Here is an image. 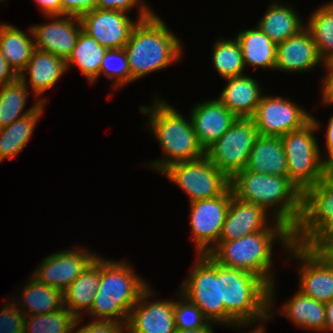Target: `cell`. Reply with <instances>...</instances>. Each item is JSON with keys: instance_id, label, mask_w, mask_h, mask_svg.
<instances>
[{"instance_id": "39", "label": "cell", "mask_w": 333, "mask_h": 333, "mask_svg": "<svg viewBox=\"0 0 333 333\" xmlns=\"http://www.w3.org/2000/svg\"><path fill=\"white\" fill-rule=\"evenodd\" d=\"M24 314L11 301L6 300L0 311V333H23Z\"/></svg>"}, {"instance_id": "35", "label": "cell", "mask_w": 333, "mask_h": 333, "mask_svg": "<svg viewBox=\"0 0 333 333\" xmlns=\"http://www.w3.org/2000/svg\"><path fill=\"white\" fill-rule=\"evenodd\" d=\"M312 35L322 59L333 54V6L328 2L310 15L305 27Z\"/></svg>"}, {"instance_id": "19", "label": "cell", "mask_w": 333, "mask_h": 333, "mask_svg": "<svg viewBox=\"0 0 333 333\" xmlns=\"http://www.w3.org/2000/svg\"><path fill=\"white\" fill-rule=\"evenodd\" d=\"M46 17L51 19V22L30 26L35 49L49 52L67 61L82 31L80 18L67 15Z\"/></svg>"}, {"instance_id": "33", "label": "cell", "mask_w": 333, "mask_h": 333, "mask_svg": "<svg viewBox=\"0 0 333 333\" xmlns=\"http://www.w3.org/2000/svg\"><path fill=\"white\" fill-rule=\"evenodd\" d=\"M28 90V87L19 77L15 81L0 87V129L34 112L42 104L37 99L34 105L25 109L29 95Z\"/></svg>"}, {"instance_id": "7", "label": "cell", "mask_w": 333, "mask_h": 333, "mask_svg": "<svg viewBox=\"0 0 333 333\" xmlns=\"http://www.w3.org/2000/svg\"><path fill=\"white\" fill-rule=\"evenodd\" d=\"M292 241L312 251H328L333 246V170L303 192Z\"/></svg>"}, {"instance_id": "26", "label": "cell", "mask_w": 333, "mask_h": 333, "mask_svg": "<svg viewBox=\"0 0 333 333\" xmlns=\"http://www.w3.org/2000/svg\"><path fill=\"white\" fill-rule=\"evenodd\" d=\"M12 302L24 316L48 314L64 307L63 292L39 282L32 275ZM20 299V300H19Z\"/></svg>"}, {"instance_id": "32", "label": "cell", "mask_w": 333, "mask_h": 333, "mask_svg": "<svg viewBox=\"0 0 333 333\" xmlns=\"http://www.w3.org/2000/svg\"><path fill=\"white\" fill-rule=\"evenodd\" d=\"M106 48L81 31L75 47L66 61L67 71L71 66H77L87 81L92 84L99 78L100 65L103 60Z\"/></svg>"}, {"instance_id": "30", "label": "cell", "mask_w": 333, "mask_h": 333, "mask_svg": "<svg viewBox=\"0 0 333 333\" xmlns=\"http://www.w3.org/2000/svg\"><path fill=\"white\" fill-rule=\"evenodd\" d=\"M239 41L244 64L275 70L277 44L265 35L258 26L240 30L235 36Z\"/></svg>"}, {"instance_id": "25", "label": "cell", "mask_w": 333, "mask_h": 333, "mask_svg": "<svg viewBox=\"0 0 333 333\" xmlns=\"http://www.w3.org/2000/svg\"><path fill=\"white\" fill-rule=\"evenodd\" d=\"M293 8L288 4H281V1H272L257 26L275 44L284 42L306 27V23Z\"/></svg>"}, {"instance_id": "6", "label": "cell", "mask_w": 333, "mask_h": 333, "mask_svg": "<svg viewBox=\"0 0 333 333\" xmlns=\"http://www.w3.org/2000/svg\"><path fill=\"white\" fill-rule=\"evenodd\" d=\"M224 326L239 329L269 320V286L258 276L220 265Z\"/></svg>"}, {"instance_id": "51", "label": "cell", "mask_w": 333, "mask_h": 333, "mask_svg": "<svg viewBox=\"0 0 333 333\" xmlns=\"http://www.w3.org/2000/svg\"><path fill=\"white\" fill-rule=\"evenodd\" d=\"M329 254L333 255V246L327 251Z\"/></svg>"}, {"instance_id": "3", "label": "cell", "mask_w": 333, "mask_h": 333, "mask_svg": "<svg viewBox=\"0 0 333 333\" xmlns=\"http://www.w3.org/2000/svg\"><path fill=\"white\" fill-rule=\"evenodd\" d=\"M229 186L236 198L263 207L291 230L297 226L303 193L288 177L243 169L230 179Z\"/></svg>"}, {"instance_id": "43", "label": "cell", "mask_w": 333, "mask_h": 333, "mask_svg": "<svg viewBox=\"0 0 333 333\" xmlns=\"http://www.w3.org/2000/svg\"><path fill=\"white\" fill-rule=\"evenodd\" d=\"M329 122L327 124V128L326 132H325V136H326V148L325 149V157H322L323 162L325 163V165L330 169L333 170V114L332 116L329 118Z\"/></svg>"}, {"instance_id": "1", "label": "cell", "mask_w": 333, "mask_h": 333, "mask_svg": "<svg viewBox=\"0 0 333 333\" xmlns=\"http://www.w3.org/2000/svg\"><path fill=\"white\" fill-rule=\"evenodd\" d=\"M287 252L293 244L292 231H259L231 241H219L208 255L218 264L252 273L269 286V319L277 314L275 273L273 272V246L275 241ZM274 273V274H273Z\"/></svg>"}, {"instance_id": "5", "label": "cell", "mask_w": 333, "mask_h": 333, "mask_svg": "<svg viewBox=\"0 0 333 333\" xmlns=\"http://www.w3.org/2000/svg\"><path fill=\"white\" fill-rule=\"evenodd\" d=\"M102 257L99 288L87 315L92 320H113L125 327L132 307L151 285L135 273L127 260Z\"/></svg>"}, {"instance_id": "20", "label": "cell", "mask_w": 333, "mask_h": 333, "mask_svg": "<svg viewBox=\"0 0 333 333\" xmlns=\"http://www.w3.org/2000/svg\"><path fill=\"white\" fill-rule=\"evenodd\" d=\"M190 118L198 143L204 151L222 137L237 119L217 98L194 105Z\"/></svg>"}, {"instance_id": "11", "label": "cell", "mask_w": 333, "mask_h": 333, "mask_svg": "<svg viewBox=\"0 0 333 333\" xmlns=\"http://www.w3.org/2000/svg\"><path fill=\"white\" fill-rule=\"evenodd\" d=\"M258 130L252 118H237L205 154L229 180L245 169Z\"/></svg>"}, {"instance_id": "24", "label": "cell", "mask_w": 333, "mask_h": 333, "mask_svg": "<svg viewBox=\"0 0 333 333\" xmlns=\"http://www.w3.org/2000/svg\"><path fill=\"white\" fill-rule=\"evenodd\" d=\"M245 169L256 173L288 177L287 158L281 138L259 135L249 154Z\"/></svg>"}, {"instance_id": "28", "label": "cell", "mask_w": 333, "mask_h": 333, "mask_svg": "<svg viewBox=\"0 0 333 333\" xmlns=\"http://www.w3.org/2000/svg\"><path fill=\"white\" fill-rule=\"evenodd\" d=\"M282 305V311H277L279 315L286 317L294 325L306 331L324 333L326 322L324 303L297 291Z\"/></svg>"}, {"instance_id": "50", "label": "cell", "mask_w": 333, "mask_h": 333, "mask_svg": "<svg viewBox=\"0 0 333 333\" xmlns=\"http://www.w3.org/2000/svg\"><path fill=\"white\" fill-rule=\"evenodd\" d=\"M324 69L327 72H333V54L325 60Z\"/></svg>"}, {"instance_id": "31", "label": "cell", "mask_w": 333, "mask_h": 333, "mask_svg": "<svg viewBox=\"0 0 333 333\" xmlns=\"http://www.w3.org/2000/svg\"><path fill=\"white\" fill-rule=\"evenodd\" d=\"M42 103L34 112L0 129V163L15 158L29 143L45 108Z\"/></svg>"}, {"instance_id": "27", "label": "cell", "mask_w": 333, "mask_h": 333, "mask_svg": "<svg viewBox=\"0 0 333 333\" xmlns=\"http://www.w3.org/2000/svg\"><path fill=\"white\" fill-rule=\"evenodd\" d=\"M99 283L100 255L63 292L64 307L77 319L84 317L92 308Z\"/></svg>"}, {"instance_id": "47", "label": "cell", "mask_w": 333, "mask_h": 333, "mask_svg": "<svg viewBox=\"0 0 333 333\" xmlns=\"http://www.w3.org/2000/svg\"><path fill=\"white\" fill-rule=\"evenodd\" d=\"M326 322L324 332L333 331V300L325 303Z\"/></svg>"}, {"instance_id": "37", "label": "cell", "mask_w": 333, "mask_h": 333, "mask_svg": "<svg viewBox=\"0 0 333 333\" xmlns=\"http://www.w3.org/2000/svg\"><path fill=\"white\" fill-rule=\"evenodd\" d=\"M100 75L114 81L113 89H120L131 83L129 63L124 48L106 50L100 65L99 77Z\"/></svg>"}, {"instance_id": "21", "label": "cell", "mask_w": 333, "mask_h": 333, "mask_svg": "<svg viewBox=\"0 0 333 333\" xmlns=\"http://www.w3.org/2000/svg\"><path fill=\"white\" fill-rule=\"evenodd\" d=\"M325 65L311 33L304 28L297 35L277 44L275 70L304 73Z\"/></svg>"}, {"instance_id": "2", "label": "cell", "mask_w": 333, "mask_h": 333, "mask_svg": "<svg viewBox=\"0 0 333 333\" xmlns=\"http://www.w3.org/2000/svg\"><path fill=\"white\" fill-rule=\"evenodd\" d=\"M153 98L152 105L140 106L139 109L149 116L147 128L161 146L164 156L148 165L160 174L171 164L202 157L205 151L198 143L191 118L185 119L167 101L160 100L159 95Z\"/></svg>"}, {"instance_id": "36", "label": "cell", "mask_w": 333, "mask_h": 333, "mask_svg": "<svg viewBox=\"0 0 333 333\" xmlns=\"http://www.w3.org/2000/svg\"><path fill=\"white\" fill-rule=\"evenodd\" d=\"M77 318L66 308L58 311L25 316L23 333H71Z\"/></svg>"}, {"instance_id": "18", "label": "cell", "mask_w": 333, "mask_h": 333, "mask_svg": "<svg viewBox=\"0 0 333 333\" xmlns=\"http://www.w3.org/2000/svg\"><path fill=\"white\" fill-rule=\"evenodd\" d=\"M154 291L149 286L132 307L124 327L125 333L175 332L174 299L152 301L149 298L155 295Z\"/></svg>"}, {"instance_id": "4", "label": "cell", "mask_w": 333, "mask_h": 333, "mask_svg": "<svg viewBox=\"0 0 333 333\" xmlns=\"http://www.w3.org/2000/svg\"><path fill=\"white\" fill-rule=\"evenodd\" d=\"M183 43L156 13L140 20L124 50L129 63L131 83L182 59Z\"/></svg>"}, {"instance_id": "9", "label": "cell", "mask_w": 333, "mask_h": 333, "mask_svg": "<svg viewBox=\"0 0 333 333\" xmlns=\"http://www.w3.org/2000/svg\"><path fill=\"white\" fill-rule=\"evenodd\" d=\"M180 287V294L198 306L211 323L224 326V303H220V264L208 254L197 255Z\"/></svg>"}, {"instance_id": "8", "label": "cell", "mask_w": 333, "mask_h": 333, "mask_svg": "<svg viewBox=\"0 0 333 333\" xmlns=\"http://www.w3.org/2000/svg\"><path fill=\"white\" fill-rule=\"evenodd\" d=\"M322 124L311 116V120L302 128L280 136L288 165V178L303 193L317 184L330 169L325 165L315 132ZM322 153V154H321Z\"/></svg>"}, {"instance_id": "29", "label": "cell", "mask_w": 333, "mask_h": 333, "mask_svg": "<svg viewBox=\"0 0 333 333\" xmlns=\"http://www.w3.org/2000/svg\"><path fill=\"white\" fill-rule=\"evenodd\" d=\"M27 33L15 25H0V52L18 76L28 65L35 50L31 27Z\"/></svg>"}, {"instance_id": "10", "label": "cell", "mask_w": 333, "mask_h": 333, "mask_svg": "<svg viewBox=\"0 0 333 333\" xmlns=\"http://www.w3.org/2000/svg\"><path fill=\"white\" fill-rule=\"evenodd\" d=\"M161 174L179 186L188 195L190 203L220 196L230 185V180L206 154L194 160L171 164Z\"/></svg>"}, {"instance_id": "44", "label": "cell", "mask_w": 333, "mask_h": 333, "mask_svg": "<svg viewBox=\"0 0 333 333\" xmlns=\"http://www.w3.org/2000/svg\"><path fill=\"white\" fill-rule=\"evenodd\" d=\"M40 7L43 16L62 15L61 0H34Z\"/></svg>"}, {"instance_id": "40", "label": "cell", "mask_w": 333, "mask_h": 333, "mask_svg": "<svg viewBox=\"0 0 333 333\" xmlns=\"http://www.w3.org/2000/svg\"><path fill=\"white\" fill-rule=\"evenodd\" d=\"M145 0H97L96 8L101 10H117L130 13L135 7L139 10L138 19L144 20L154 14ZM139 6V7H138ZM130 11V12H129Z\"/></svg>"}, {"instance_id": "23", "label": "cell", "mask_w": 333, "mask_h": 333, "mask_svg": "<svg viewBox=\"0 0 333 333\" xmlns=\"http://www.w3.org/2000/svg\"><path fill=\"white\" fill-rule=\"evenodd\" d=\"M225 80L227 84L216 98L237 118H251L263 96L260 83L246 74Z\"/></svg>"}, {"instance_id": "16", "label": "cell", "mask_w": 333, "mask_h": 333, "mask_svg": "<svg viewBox=\"0 0 333 333\" xmlns=\"http://www.w3.org/2000/svg\"><path fill=\"white\" fill-rule=\"evenodd\" d=\"M259 231L292 230L283 222L277 221L263 207L242 201L233 195L219 241L236 240Z\"/></svg>"}, {"instance_id": "13", "label": "cell", "mask_w": 333, "mask_h": 333, "mask_svg": "<svg viewBox=\"0 0 333 333\" xmlns=\"http://www.w3.org/2000/svg\"><path fill=\"white\" fill-rule=\"evenodd\" d=\"M232 196L229 186L220 196L190 203V232L197 255L208 254L219 242Z\"/></svg>"}, {"instance_id": "14", "label": "cell", "mask_w": 333, "mask_h": 333, "mask_svg": "<svg viewBox=\"0 0 333 333\" xmlns=\"http://www.w3.org/2000/svg\"><path fill=\"white\" fill-rule=\"evenodd\" d=\"M311 114L287 97L263 94L251 117L261 136H282L302 128Z\"/></svg>"}, {"instance_id": "42", "label": "cell", "mask_w": 333, "mask_h": 333, "mask_svg": "<svg viewBox=\"0 0 333 333\" xmlns=\"http://www.w3.org/2000/svg\"><path fill=\"white\" fill-rule=\"evenodd\" d=\"M62 15L81 17L96 8L97 0H61Z\"/></svg>"}, {"instance_id": "15", "label": "cell", "mask_w": 333, "mask_h": 333, "mask_svg": "<svg viewBox=\"0 0 333 333\" xmlns=\"http://www.w3.org/2000/svg\"><path fill=\"white\" fill-rule=\"evenodd\" d=\"M98 256L80 246L60 250L44 257L31 275L39 282L64 292Z\"/></svg>"}, {"instance_id": "46", "label": "cell", "mask_w": 333, "mask_h": 333, "mask_svg": "<svg viewBox=\"0 0 333 333\" xmlns=\"http://www.w3.org/2000/svg\"><path fill=\"white\" fill-rule=\"evenodd\" d=\"M17 78L18 75L9 66L0 52V87L15 81Z\"/></svg>"}, {"instance_id": "12", "label": "cell", "mask_w": 333, "mask_h": 333, "mask_svg": "<svg viewBox=\"0 0 333 333\" xmlns=\"http://www.w3.org/2000/svg\"><path fill=\"white\" fill-rule=\"evenodd\" d=\"M286 255L295 263H301L298 269V291L324 304L333 300V255L327 251H312L294 243Z\"/></svg>"}, {"instance_id": "49", "label": "cell", "mask_w": 333, "mask_h": 333, "mask_svg": "<svg viewBox=\"0 0 333 333\" xmlns=\"http://www.w3.org/2000/svg\"><path fill=\"white\" fill-rule=\"evenodd\" d=\"M266 324V321L264 322H261V323H257V327L255 326L254 329H252L251 331H247V333H266V330H265V325ZM246 333V331H245Z\"/></svg>"}, {"instance_id": "48", "label": "cell", "mask_w": 333, "mask_h": 333, "mask_svg": "<svg viewBox=\"0 0 333 333\" xmlns=\"http://www.w3.org/2000/svg\"><path fill=\"white\" fill-rule=\"evenodd\" d=\"M214 323H209L205 328H198V329H188V330H183V329H177L175 330L174 333H214L213 332V325Z\"/></svg>"}, {"instance_id": "17", "label": "cell", "mask_w": 333, "mask_h": 333, "mask_svg": "<svg viewBox=\"0 0 333 333\" xmlns=\"http://www.w3.org/2000/svg\"><path fill=\"white\" fill-rule=\"evenodd\" d=\"M117 10L95 8L80 17L82 31L106 49L124 48L140 19Z\"/></svg>"}, {"instance_id": "45", "label": "cell", "mask_w": 333, "mask_h": 333, "mask_svg": "<svg viewBox=\"0 0 333 333\" xmlns=\"http://www.w3.org/2000/svg\"><path fill=\"white\" fill-rule=\"evenodd\" d=\"M321 81V100L324 105H333V72H327Z\"/></svg>"}, {"instance_id": "41", "label": "cell", "mask_w": 333, "mask_h": 333, "mask_svg": "<svg viewBox=\"0 0 333 333\" xmlns=\"http://www.w3.org/2000/svg\"><path fill=\"white\" fill-rule=\"evenodd\" d=\"M81 321H84L83 317L77 319L71 333H125L124 326L113 320H91L85 325H79Z\"/></svg>"}, {"instance_id": "34", "label": "cell", "mask_w": 333, "mask_h": 333, "mask_svg": "<svg viewBox=\"0 0 333 333\" xmlns=\"http://www.w3.org/2000/svg\"><path fill=\"white\" fill-rule=\"evenodd\" d=\"M212 54V65L224 80L244 75L246 66L240 43L236 37L235 39H225L224 37L216 40Z\"/></svg>"}, {"instance_id": "38", "label": "cell", "mask_w": 333, "mask_h": 333, "mask_svg": "<svg viewBox=\"0 0 333 333\" xmlns=\"http://www.w3.org/2000/svg\"><path fill=\"white\" fill-rule=\"evenodd\" d=\"M178 295H180L179 299L174 300L176 328L183 330L205 328L210 321L204 316L201 309L187 300L180 292Z\"/></svg>"}, {"instance_id": "22", "label": "cell", "mask_w": 333, "mask_h": 333, "mask_svg": "<svg viewBox=\"0 0 333 333\" xmlns=\"http://www.w3.org/2000/svg\"><path fill=\"white\" fill-rule=\"evenodd\" d=\"M66 72L65 60L49 52L35 49L28 65L18 77L27 87L30 84L34 97L38 98L41 103L46 104L48 99L42 95L51 89ZM26 77H29V79Z\"/></svg>"}]
</instances>
